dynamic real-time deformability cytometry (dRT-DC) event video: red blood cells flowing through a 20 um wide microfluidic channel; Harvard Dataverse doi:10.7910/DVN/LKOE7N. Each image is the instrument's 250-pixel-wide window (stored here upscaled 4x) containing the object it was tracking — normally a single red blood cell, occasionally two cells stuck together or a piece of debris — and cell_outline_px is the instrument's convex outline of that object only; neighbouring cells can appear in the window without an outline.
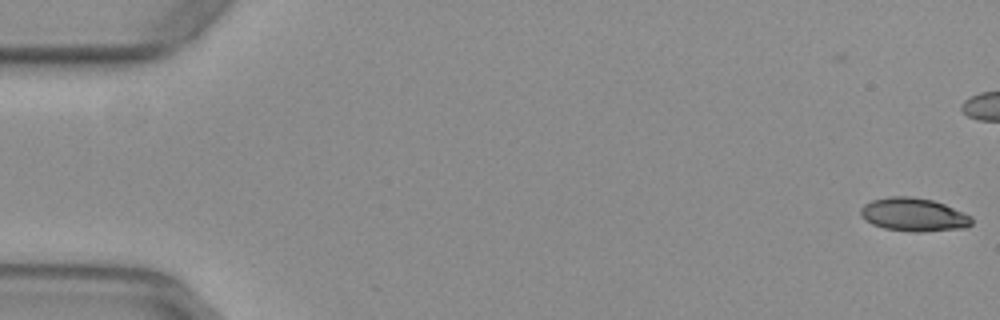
{"species": "common noctule bat (a hibernating species)", "species_latin": "Nyctalus noctula", "temperature_condition": "warm", "stored_images_in_passage": 2, "camera_frame_rate_fps": 3000, "um_per_image_px": 0.085, "animal": {"sex": "female", "body_mass_g": 29.2, "forearm_length_mm": 56.3}, "frame": {"image": 1, "passage_image": 2, "time_ms": 0.333, "image_size_px": [1000, 320], "cell_outline_px": [[972, 224], [968, 228], [920, 232], [912, 232], [884, 228], [872, 224], [860, 216], [860, 208], [864, 204], [872, 200], [888, 196], [912, 196], [932, 200], [944, 204], [964, 212], [972, 216]], "centroid_in_image_um": [77.68, 18.25], "position_along_channel_um": 7.3, "area_um2": 21.85}}